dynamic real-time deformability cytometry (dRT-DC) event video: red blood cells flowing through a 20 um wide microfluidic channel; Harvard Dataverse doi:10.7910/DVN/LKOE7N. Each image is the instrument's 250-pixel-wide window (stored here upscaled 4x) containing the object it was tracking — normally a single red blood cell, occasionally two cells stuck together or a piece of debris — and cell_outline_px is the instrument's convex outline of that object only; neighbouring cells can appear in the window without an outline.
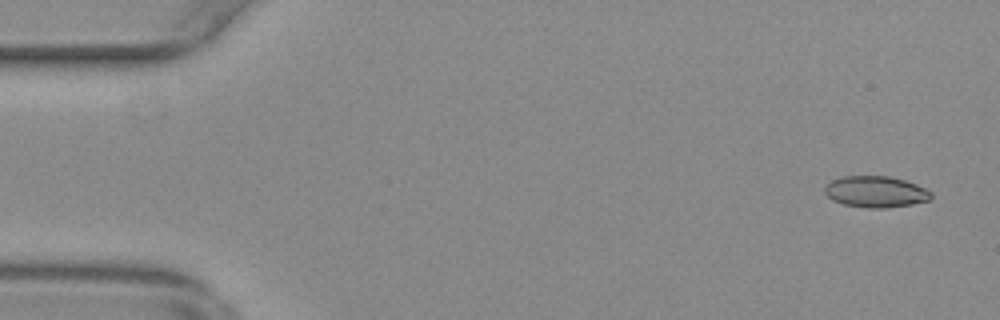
{"species": "common noctule bat (a hibernating species)", "species_latin": "Nyctalus noctula", "temperature_condition": "warm", "stored_images_in_passage": 30, "camera_frame_rate_fps": 3000, "um_per_image_px": 0.085, "animal": {"sex": "female", "body_mass_g": 29.2, "forearm_length_mm": 56.3}, "frame": {"image": 1, "passage_image": 3, "time_ms": 0.667, "image_size_px": [1000, 320], "cell_outline_px": [[932, 196], [928, 200], [912, 204], [884, 208], [868, 208], [844, 204], [832, 200], [824, 192], [824, 188], [832, 180], [844, 176], [888, 176], [904, 180], [916, 184], [932, 192]], "centroid_in_image_um": [74.43, 16.3], "position_along_channel_um": 10.6, "area_um2": 19.25}}
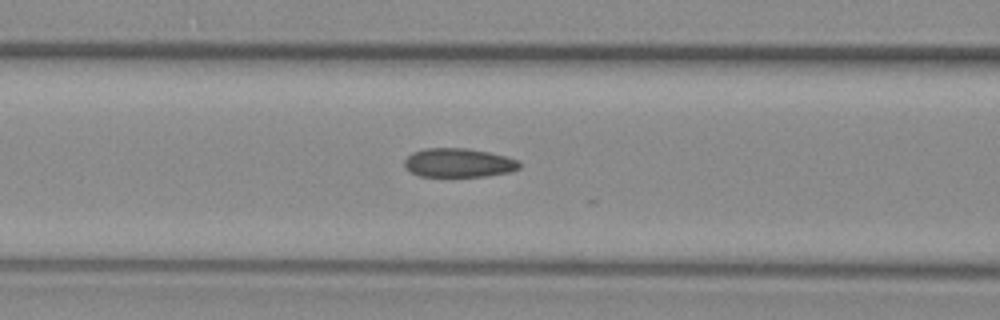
{"frame": {"image": 2, "passage_image": 23, "time_ms": 7.333, "image_size_px": [1000, 320], "cell_outline_px": [[520, 168], [508, 172], [484, 176], [420, 176], [412, 172], [404, 164], [404, 160], [412, 152], [424, 148], [468, 148], [508, 156], [516, 160], [520, 164]], "centroid_in_image_um": [38.98, 13.82], "position_along_channel_um": 127.6, "area_um2": 19.25}}
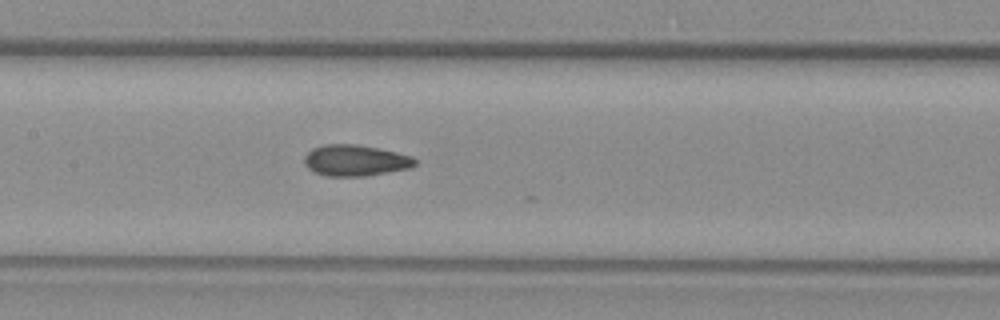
{"frame": {"image": 3, "passage_image": 27, "time_ms": 8.667, "image_size_px": [1000, 320], "cell_outline_px": [[416, 164], [412, 168], [364, 176], [328, 176], [316, 172], [308, 168], [304, 164], [304, 156], [312, 148], [324, 144], [356, 144], [396, 152], [412, 156], [416, 160]], "centroid_in_image_um": [30.2, 13.63], "position_along_channel_um": 177.2, "area_um2": 20.06}}